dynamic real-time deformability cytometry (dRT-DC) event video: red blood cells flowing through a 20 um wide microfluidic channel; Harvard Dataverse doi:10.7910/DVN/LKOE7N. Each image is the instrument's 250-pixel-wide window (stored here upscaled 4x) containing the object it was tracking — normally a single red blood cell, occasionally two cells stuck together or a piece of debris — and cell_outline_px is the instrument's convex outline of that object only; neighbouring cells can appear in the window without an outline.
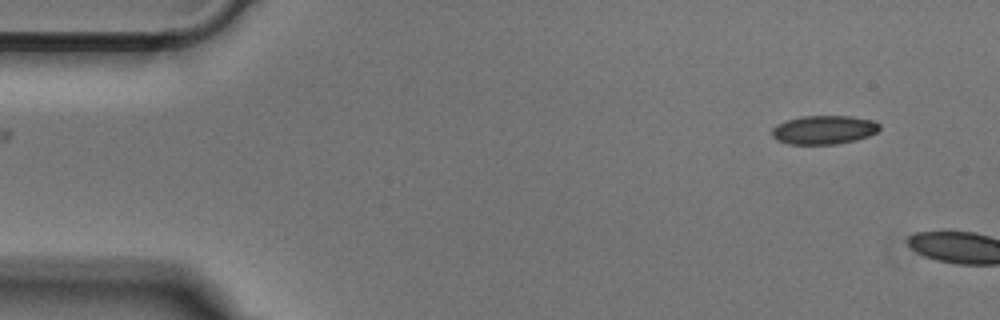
{"species": "Egyptian fruit bat (a non-hibernating species)", "species_latin": "Rousettus aegyptiacus", "temperature_condition": "cold", "stored_images_in_passage": 3, "camera_frame_rate_fps": 3000, "um_per_image_px": 0.085, "animal": {"sex": "male"}, "frame": {"image": 1, "passage_image": 1, "time_ms": 0.0, "image_size_px": [1000, 320], "cell_outline_px": [[880, 128], [876, 132], [868, 136], [856, 140], [836, 144], [788, 144], [776, 140], [772, 136], [772, 128], [776, 124], [800, 116], [852, 116], [872, 120], [880, 124]], "centroid_in_image_um": [70.02, 11.03], "position_along_channel_um": 15.0, "area_um2": 18.09}}